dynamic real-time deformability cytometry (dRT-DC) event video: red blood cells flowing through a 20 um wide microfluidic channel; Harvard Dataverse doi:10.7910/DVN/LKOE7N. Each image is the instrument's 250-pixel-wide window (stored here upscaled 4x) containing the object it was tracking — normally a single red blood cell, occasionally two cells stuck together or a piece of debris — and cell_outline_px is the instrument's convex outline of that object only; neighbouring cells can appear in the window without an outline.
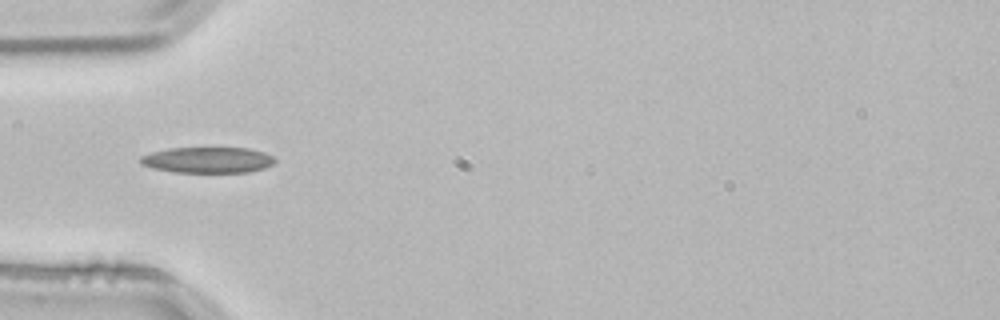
{"species": "common noctule bat (a hibernating species)", "species_latin": "Nyctalus noctula", "temperature_condition": "room temperature", "stored_images_in_passage": 4, "camera_frame_rate_fps": 3000, "um_per_image_px": 0.085, "animal": {"sex": "male", "body_mass_g": 21.5, "forearm_length_mm": 52.0}, "frame": {"image": 1, "passage_image": 4, "time_ms": 1.0, "image_size_px": [1000, 320], "cell_outline_px": [[276, 160], [272, 164], [264, 168], [248, 172], [176, 172], [152, 168], [140, 164], [140, 156], [152, 152], [168, 148], [248, 148], [264, 152], [272, 156]], "centroid_in_image_um": [17.64, 13.59], "position_along_channel_um": 67.4, "area_um2": 20.23}}